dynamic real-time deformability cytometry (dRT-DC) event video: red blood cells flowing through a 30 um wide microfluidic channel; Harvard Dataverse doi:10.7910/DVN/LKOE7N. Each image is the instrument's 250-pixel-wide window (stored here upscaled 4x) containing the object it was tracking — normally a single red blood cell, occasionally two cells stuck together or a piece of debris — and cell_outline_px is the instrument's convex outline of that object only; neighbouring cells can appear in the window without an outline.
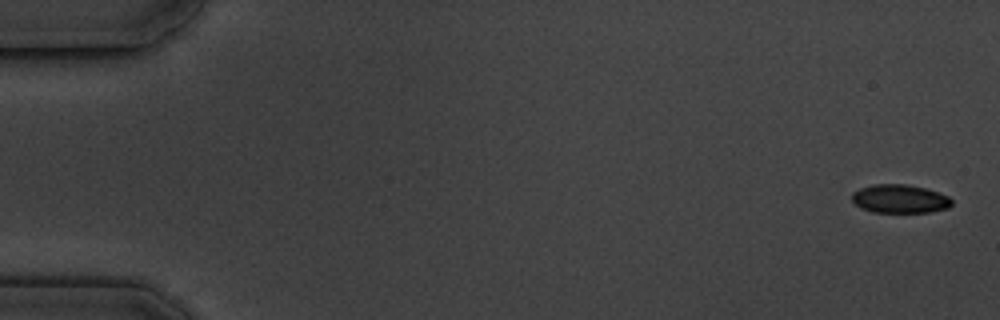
{"species": "common noctule bat (a hibernating species)", "species_latin": "Nyctalus noctula", "temperature_condition": "cold", "stored_images_in_passage": 7, "camera_frame_rate_fps": 3000, "um_per_image_px": 0.085, "animal": {"sex": "male", "body_mass_g": 19.5, "forearm_length_mm": 54.6}, "frame": {"image": 1, "passage_image": 1, "time_ms": 0.0, "image_size_px": [1000, 320], "cell_outline_px": [[952, 204], [948, 208], [932, 212], [872, 212], [860, 208], [852, 200], [852, 192], [860, 188], [872, 184], [904, 184], [924, 188], [948, 196], [952, 200]], "centroid_in_image_um": [76.46, 16.9], "position_along_channel_um": 8.5, "area_um2": 16.59}}